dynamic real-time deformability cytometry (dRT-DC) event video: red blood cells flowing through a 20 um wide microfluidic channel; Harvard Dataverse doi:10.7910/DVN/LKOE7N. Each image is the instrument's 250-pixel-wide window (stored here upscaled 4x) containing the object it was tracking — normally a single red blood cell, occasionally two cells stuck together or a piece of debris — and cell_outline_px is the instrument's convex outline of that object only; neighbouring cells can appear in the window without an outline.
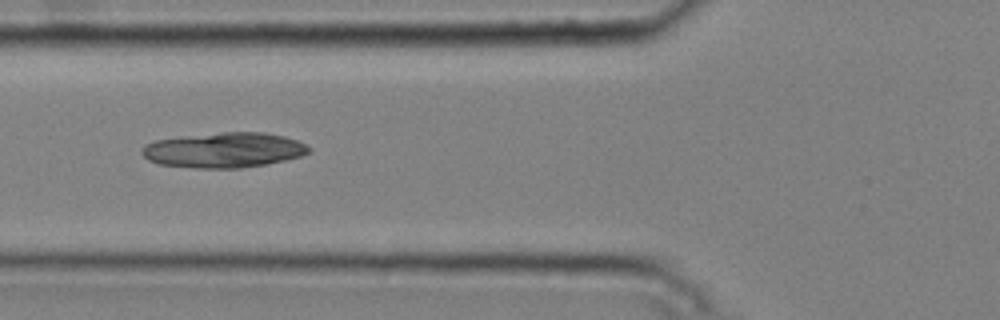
{"species": "common noctule bat (a hibernating species)", "species_latin": "Nyctalus noctula", "temperature_condition": "cold", "stored_images_in_passage": 5, "camera_frame_rate_fps": 3000, "um_per_image_px": 0.085, "animal": {"sex": "male", "body_mass_g": 20.4}, "frame": {"image": 1, "passage_image": 5, "time_ms": 1.333, "image_size_px": [1000, 320], "cell_outline_px": [[312, 148], [308, 152], [300, 156], [284, 160], [264, 164], [240, 168], [196, 168], [160, 164], [148, 160], [140, 152], [144, 144], [156, 140], [184, 136], [220, 132], [264, 132], [284, 136], [296, 140]], "centroid_in_image_um": [19.01, 12.75], "position_along_channel_um": 106.8, "area_um2": 34.04}}